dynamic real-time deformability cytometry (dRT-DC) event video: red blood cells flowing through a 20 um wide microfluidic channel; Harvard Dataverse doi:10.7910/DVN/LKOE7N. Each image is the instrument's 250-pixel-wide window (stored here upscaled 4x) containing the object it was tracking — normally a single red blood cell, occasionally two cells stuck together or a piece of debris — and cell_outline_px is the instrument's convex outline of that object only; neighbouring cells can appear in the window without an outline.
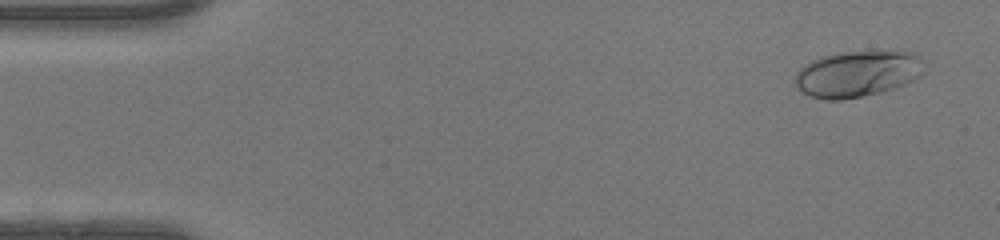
{"species": "human", "species_latin": "Homo sapiens", "temperature_condition": "warm", "stored_images_in_passage": 47, "camera_frame_rate_fps": 3000, "um_per_image_px": 0.085, "donor": {"sex": "female"}, "frame": {"image": 1, "passage_image": 3, "time_ms": 0.667, "image_size_px": [1000, 240], "cell_outline_px": [[924, 72], [920, 76], [896, 88], [880, 92], [840, 100], [828, 100], [808, 96], [800, 92], [796, 88], [796, 72], [804, 64], [812, 60], [824, 56], [840, 52], [868, 48], [896, 48], [912, 52], [920, 56]], "centroid_in_image_um": [72.92, 6.21], "position_along_channel_um": 12.1, "area_um2": 36.01}}
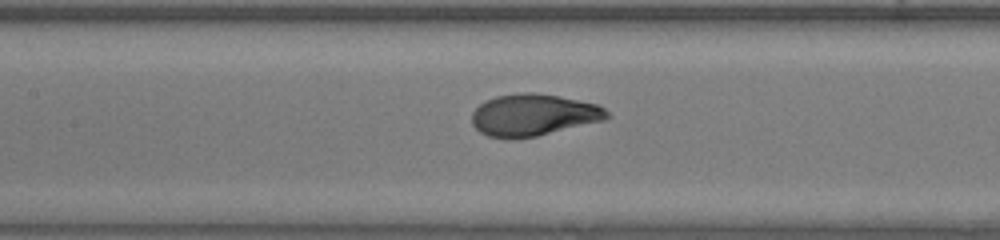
{"frame": {"image": 2, "passage_image": 22, "time_ms": 7.0, "image_size_px": [1000, 240], "cell_outline_px": [[612, 116], [604, 120], [536, 136], [512, 140], [488, 136], [480, 132], [472, 124], [472, 112], [484, 100], [496, 96], [524, 92], [532, 92], [556, 96], [596, 104], [604, 108]], "centroid_in_image_um": [45.3, 9.78], "position_along_channel_um": 162.1, "area_um2": 32.89}}
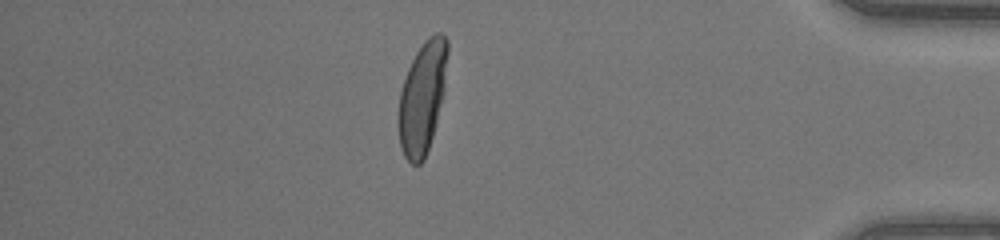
{"frame": {"image": 3, "passage_image": 41, "time_ms": 13.333, "image_size_px": [1000, 240], "cell_outline_px": [[448, 52], [444, 92], [436, 124], [424, 160], [420, 164], [412, 164], [404, 156], [400, 148], [400, 92], [408, 68], [416, 52], [424, 40], [428, 36], [436, 32], [440, 32], [448, 40]], "centroid_in_image_um": [35.93, 8.24], "position_along_channel_um": 399.3, "area_um2": 31.62}, "authors_computed_cell_mechanics": {"area_um2": 32.7726, "velocity_mm_per_s": 4.3948, "shape_relaxation_time_tau1_ms": 3.5204, "shape_relaxation_time_tau2_ms": null, "deformation_change_tau1": 0.2341, "deformation_change_tau2": null}}